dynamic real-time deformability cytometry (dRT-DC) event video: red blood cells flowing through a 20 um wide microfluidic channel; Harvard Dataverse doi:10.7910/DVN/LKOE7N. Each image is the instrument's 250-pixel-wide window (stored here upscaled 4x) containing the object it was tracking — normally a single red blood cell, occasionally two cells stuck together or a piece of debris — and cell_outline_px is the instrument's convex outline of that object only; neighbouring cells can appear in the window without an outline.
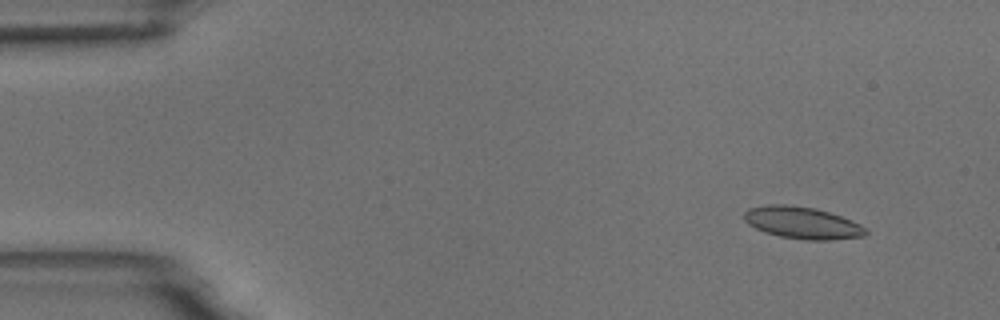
{"species": "common noctule bat (a hibernating species)", "species_latin": "Nyctalus noctula", "temperature_condition": "room temperature", "stored_images_in_passage": 5, "camera_frame_rate_fps": 3000, "um_per_image_px": 0.085, "animal": {"sex": "male", "body_mass_g": 18.8}, "frame": {"image": 1, "passage_image": 2, "time_ms": 1.0, "image_size_px": [1000, 320], "cell_outline_px": [[868, 232], [864, 236], [832, 240], [804, 240], [780, 236], [764, 232], [748, 224], [744, 220], [744, 212], [748, 208], [772, 204], [784, 204], [816, 208], [852, 220], [860, 224]], "centroid_in_image_um": [68.18, 18.94], "position_along_channel_um": 16.8, "area_um2": 22.66}}
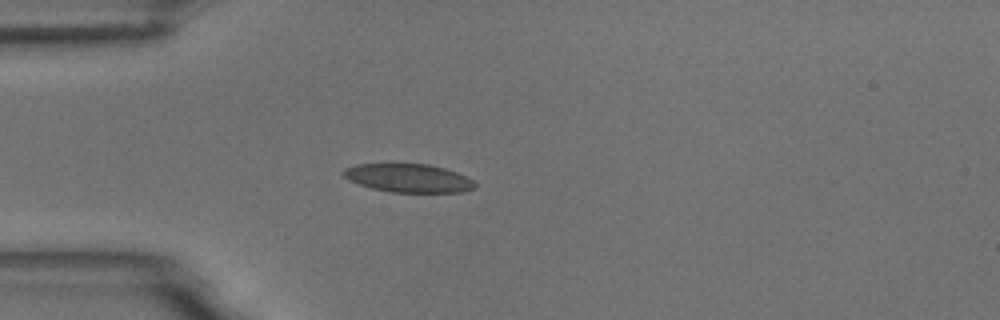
{"frame": {"image": 2, "passage_image": 5, "time_ms": 4.333, "image_size_px": [1000, 320], "cell_outline_px": [[476, 188], [464, 192], [392, 192], [372, 188], [348, 180], [340, 172], [344, 168], [356, 164], [392, 160], [428, 164], [444, 168], [456, 172], [472, 180], [476, 184]], "centroid_in_image_um": [34.64, 15.08], "position_along_channel_um": 50.4, "area_um2": 22.77}}